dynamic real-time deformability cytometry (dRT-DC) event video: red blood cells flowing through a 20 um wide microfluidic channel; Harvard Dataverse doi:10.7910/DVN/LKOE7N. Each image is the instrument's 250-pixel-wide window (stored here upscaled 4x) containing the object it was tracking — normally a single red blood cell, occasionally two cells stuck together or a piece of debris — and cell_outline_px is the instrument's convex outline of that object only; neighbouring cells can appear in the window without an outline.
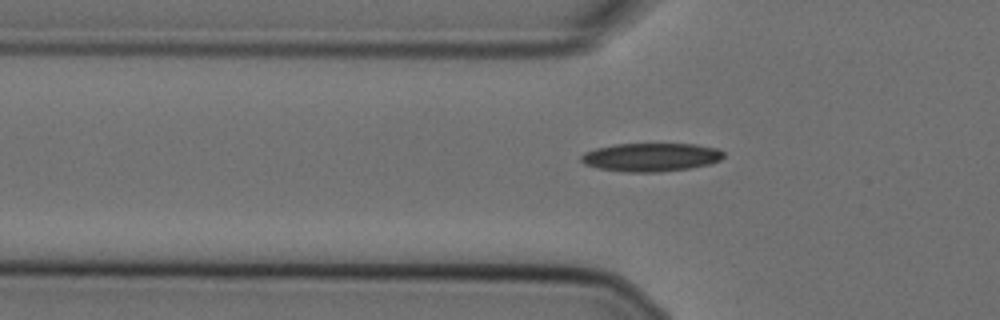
{"species": "Egyptian fruit bat (a non-hibernating species)", "species_latin": "Rousettus aegyptiacus", "temperature_condition": "cold", "stored_images_in_passage": 35, "camera_frame_rate_fps": 3000, "um_per_image_px": 0.085, "animal": {"sex": "female"}, "frame": {"image": 1, "passage_image": 2, "time_ms": 0.333, "image_size_px": [1000, 320], "cell_outline_px": [[724, 156], [720, 160], [708, 164], [688, 168], [660, 172], [624, 172], [596, 168], [584, 164], [580, 160], [580, 156], [584, 152], [596, 148], [616, 144], [696, 144], [720, 148], [724, 152]], "centroid_in_image_um": [55.32, 13.36], "position_along_channel_um": 70.5, "area_um2": 23.76}}
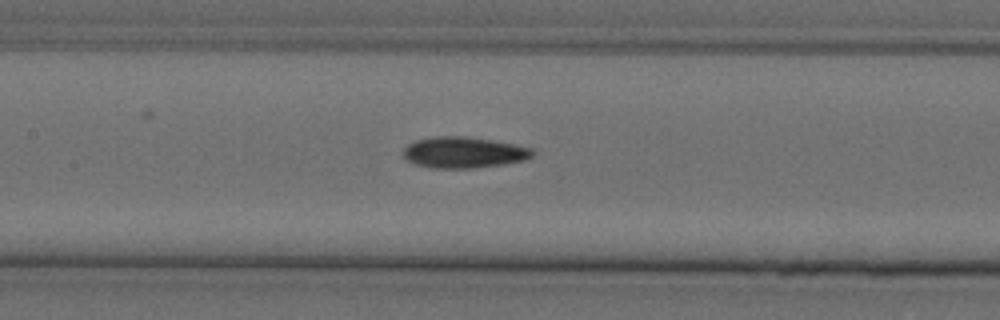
{"frame": {"image": 2, "passage_image": 10, "time_ms": 3.0, "image_size_px": [1000, 320], "cell_outline_px": [[536, 152], [532, 156], [524, 160], [504, 164], [472, 168], [432, 168], [416, 164], [404, 160], [404, 148], [408, 144], [416, 140], [436, 136], [464, 136], [492, 140], [532, 148]], "centroid_in_image_um": [39.41, 12.96], "position_along_channel_um": 168.0, "area_um2": 23.41}}
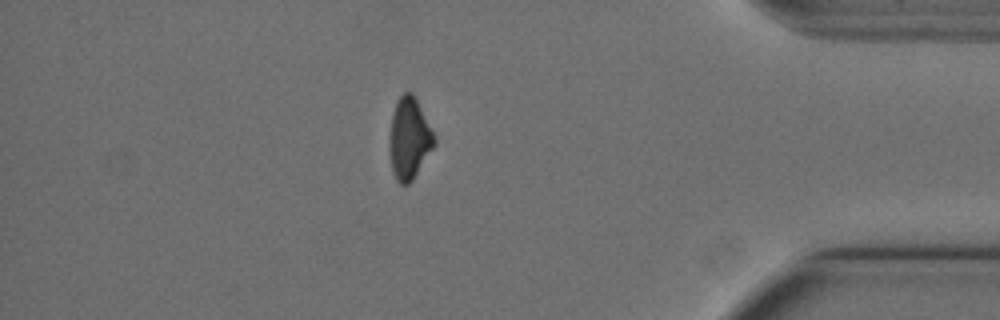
{"frame": {"image": 3, "passage_image": 32, "time_ms": 10.333, "image_size_px": [1000, 320], "cell_outline_px": [[436, 144], [412, 180], [408, 184], [400, 184], [396, 180], [392, 172], [388, 148], [388, 144], [392, 112], [396, 100], [404, 92], [412, 92], [416, 96], [436, 140]], "centroid_in_image_um": [34.75, 11.76], "position_along_channel_um": 400.4, "area_um2": 21.56}}